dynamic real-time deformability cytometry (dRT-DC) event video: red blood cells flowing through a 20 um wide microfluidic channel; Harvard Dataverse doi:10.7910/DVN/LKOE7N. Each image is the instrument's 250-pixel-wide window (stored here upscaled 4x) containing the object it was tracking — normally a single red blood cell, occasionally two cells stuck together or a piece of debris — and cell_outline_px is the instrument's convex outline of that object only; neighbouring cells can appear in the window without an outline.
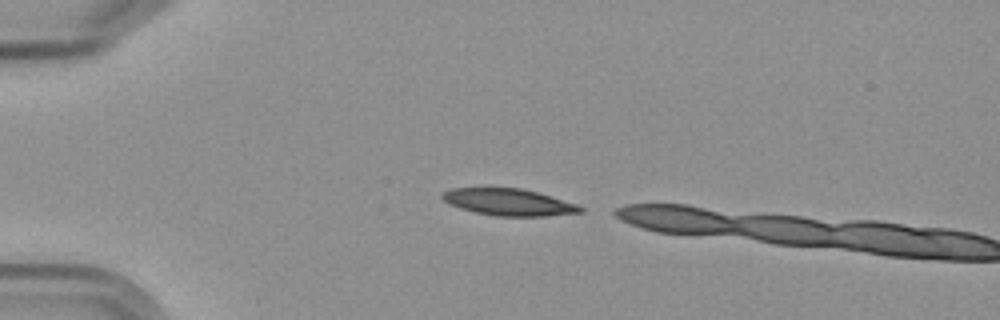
{"species": "Egyptian fruit bat (a non-hibernating species)", "species_latin": "Rousettus aegyptiacus", "temperature_condition": "cold", "stored_images_in_passage": 2, "camera_frame_rate_fps": 3000, "um_per_image_px": 0.085, "frame": {"image": 1, "passage_image": 1, "time_ms": 0.0, "image_size_px": [1000, 320], "cell_outline_px": [[584, 212], [548, 216], [496, 216], [476, 212], [460, 208], [444, 200], [440, 196], [440, 192], [452, 188], [520, 188], [536, 192], [576, 204], [584, 208]], "centroid_in_image_um": [43.23, 17.18], "position_along_channel_um": 41.8, "area_um2": 21.39}}